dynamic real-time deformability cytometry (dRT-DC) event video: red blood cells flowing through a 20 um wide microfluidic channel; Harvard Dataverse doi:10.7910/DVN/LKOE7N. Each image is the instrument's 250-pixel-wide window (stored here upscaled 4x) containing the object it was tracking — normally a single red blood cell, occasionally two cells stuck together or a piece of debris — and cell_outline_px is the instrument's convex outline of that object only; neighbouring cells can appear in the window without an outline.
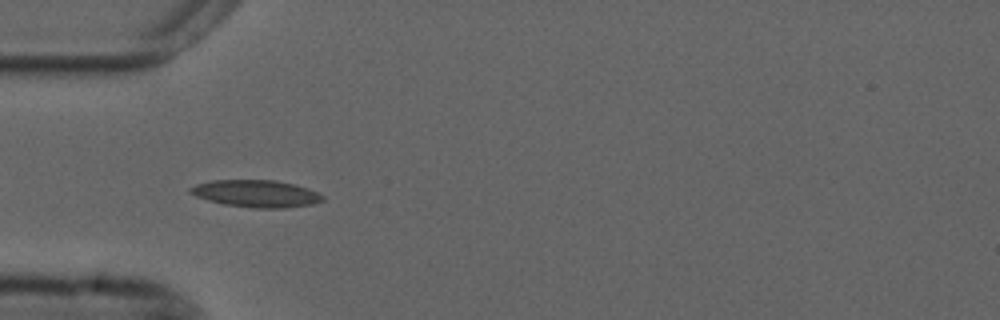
{"species": "common noctule bat (a hibernating species)", "species_latin": "Nyctalus noctula", "temperature_condition": "cold", "stored_images_in_passage": 39, "camera_frame_rate_fps": 3000, "um_per_image_px": 0.085, "animal": {"sex": "male", "forearm_length_mm": 52.5}, "frame": {"image": 1, "passage_image": 3, "time_ms": 0.667, "image_size_px": [1000, 320], "cell_outline_px": [[324, 200], [312, 204], [284, 208], [252, 208], [224, 204], [208, 200], [196, 196], [188, 192], [188, 188], [196, 184], [212, 180], [276, 180], [296, 184], [308, 188], [324, 196]], "centroid_in_image_um": [21.77, 16.45], "position_along_channel_um": 63.2, "area_um2": 21.04}}
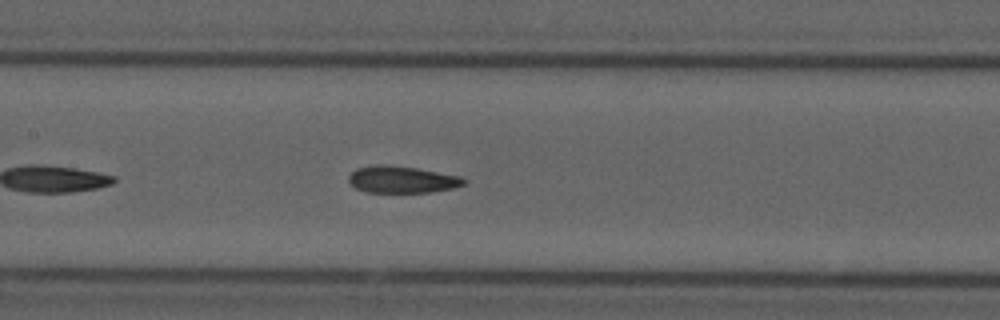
{"frame": {"image": 2, "passage_image": 12, "time_ms": 3.667, "image_size_px": [1000, 320], "cell_outline_px": [[468, 184], [452, 188], [432, 192], [368, 192], [356, 188], [348, 180], [348, 176], [356, 168], [376, 164], [388, 164], [416, 168], [460, 176], [468, 180]], "centroid_in_image_um": [34.19, 15.25], "position_along_channel_um": 173.2, "area_um2": 18.15}}
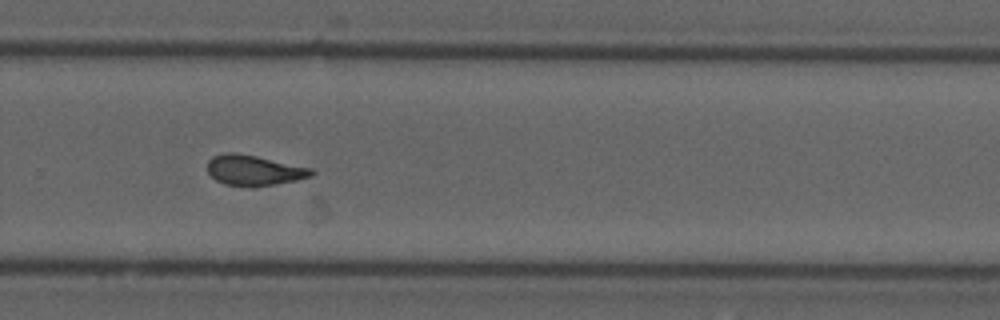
{"frame": {"image": 3, "passage_image": 23, "time_ms": 7.333, "image_size_px": [1000, 320], "cell_outline_px": [[316, 172], [312, 176], [296, 180], [256, 188], [248, 188], [224, 184], [216, 180], [208, 172], [208, 160], [212, 156], [224, 152], [236, 152], [256, 156], [312, 168]], "centroid_in_image_um": [21.58, 14.49], "position_along_channel_um": 308.2, "area_um2": 18.79}, "authors_computed_cell_mechanics": {"area_um2": 18.3804, "velocity_mm_per_s": 3.7019, "shape_relaxation_time_tau1_ms": null, "shape_relaxation_time_tau2_ms": 2.5161, "deformation_change_tau1": null, "deformation_change_tau2": 0.0965}}